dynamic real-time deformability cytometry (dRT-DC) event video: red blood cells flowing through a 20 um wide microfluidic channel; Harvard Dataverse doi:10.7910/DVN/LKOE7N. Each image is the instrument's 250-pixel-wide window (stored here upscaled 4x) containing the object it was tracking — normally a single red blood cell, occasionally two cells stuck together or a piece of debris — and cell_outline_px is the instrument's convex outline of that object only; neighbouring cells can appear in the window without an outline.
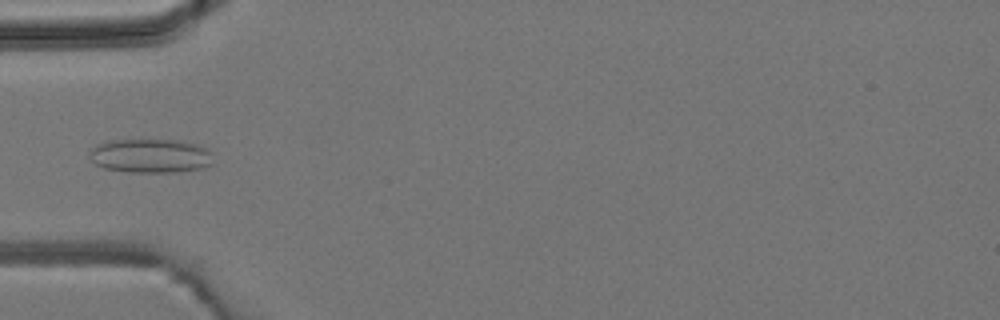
{"species": "common noctule bat (a hibernating species)", "species_latin": "Nyctalus noctula", "temperature_condition": "room temperature", "stored_images_in_passage": 4, "camera_frame_rate_fps": 3000, "um_per_image_px": 0.085, "animal": {"sex": "male", "body_mass_g": 19.2, "forearm_length_mm": 51.8}, "frame": {"image": 1, "passage_image": 4, "time_ms": 4.333, "image_size_px": [1000, 320], "cell_outline_px": [[212, 164], [204, 168], [176, 172], [128, 172], [104, 168], [96, 164], [88, 156], [88, 152], [96, 144], [108, 140], [140, 136], [184, 140], [200, 144], [212, 152]], "centroid_in_image_um": [12.79, 13.17], "position_along_channel_um": 72.2, "area_um2": 26.07}}